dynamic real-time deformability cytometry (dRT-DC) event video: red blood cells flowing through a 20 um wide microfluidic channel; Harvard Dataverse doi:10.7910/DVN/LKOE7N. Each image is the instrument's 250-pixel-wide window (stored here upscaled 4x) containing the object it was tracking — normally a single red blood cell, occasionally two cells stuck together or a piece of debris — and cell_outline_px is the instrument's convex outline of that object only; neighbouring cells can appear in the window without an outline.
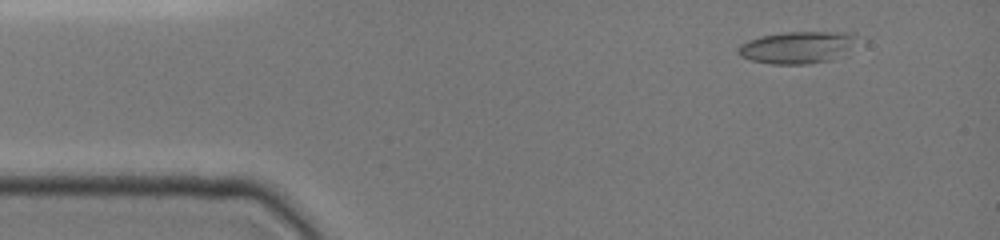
{"species": "common noctule bat (a hibernating species)", "species_latin": "Nyctalus noctula", "temperature_condition": "cold", "stored_images_in_passage": 6, "camera_frame_rate_fps": 3000, "um_per_image_px": 0.085, "animal": {"sex": "female", "body_mass_g": 19.0, "forearm_length_mm": 51.5}, "frame": {"image": 1, "passage_image": 2, "time_ms": 1.0, "image_size_px": [1000, 240], "cell_outline_px": [[868, 40], [864, 44], [848, 56], [832, 60], [808, 64], [772, 64], [752, 60], [740, 56], [736, 52], [736, 48], [740, 44], [748, 40], [760, 36], [784, 32], [856, 32]], "centroid_in_image_um": [68.07, 4.01], "position_along_channel_um": 16.9, "area_um2": 23.93}}
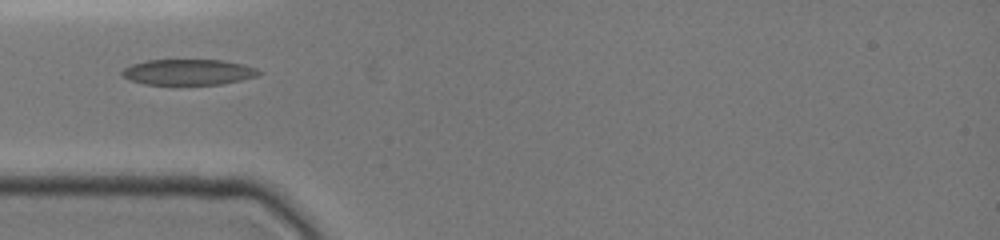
{"frame": {"image": 2, "passage_image": 5, "time_ms": 4.333, "image_size_px": [1000, 240], "cell_outline_px": [[264, 72], [256, 76], [240, 80], [220, 84], [144, 84], [128, 80], [120, 76], [120, 72], [124, 68], [132, 64], [148, 60], [224, 60], [244, 64], [256, 68]], "centroid_in_image_um": [15.98, 6.12], "position_along_channel_um": 69.0, "area_um2": 20.58}}